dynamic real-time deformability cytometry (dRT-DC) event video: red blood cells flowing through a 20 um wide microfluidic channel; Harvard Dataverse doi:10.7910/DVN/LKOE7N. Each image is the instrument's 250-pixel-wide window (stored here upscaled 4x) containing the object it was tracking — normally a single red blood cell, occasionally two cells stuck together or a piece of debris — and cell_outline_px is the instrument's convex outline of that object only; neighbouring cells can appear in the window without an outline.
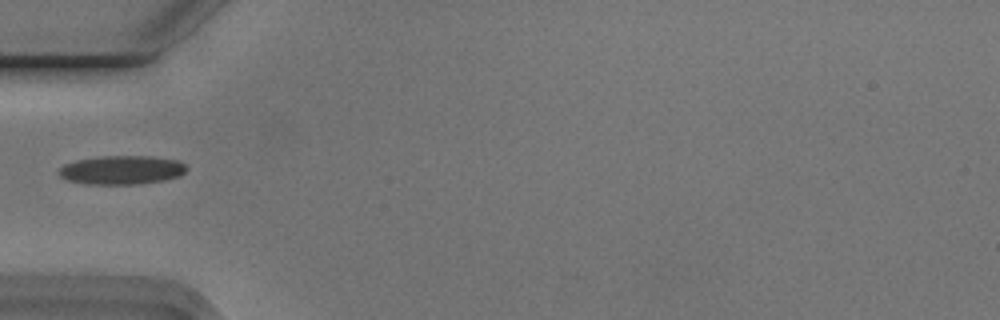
{"species": "Egyptian fruit bat (a non-hibernating species)", "species_latin": "Rousettus aegyptiacus", "temperature_condition": "cold", "stored_images_in_passage": 4, "camera_frame_rate_fps": 3000, "um_per_image_px": 0.085, "animal": {"sex": "male"}, "frame": {"image": 1, "passage_image": 4, "time_ms": 1.0, "image_size_px": [1000, 320], "cell_outline_px": [[188, 168], [180, 176], [164, 180], [140, 184], [84, 184], [68, 180], [60, 176], [56, 172], [64, 164], [76, 160], [100, 156], [152, 156], [180, 160]], "centroid_in_image_um": [10.35, 14.44], "position_along_channel_um": 74.7, "area_um2": 21.68}}